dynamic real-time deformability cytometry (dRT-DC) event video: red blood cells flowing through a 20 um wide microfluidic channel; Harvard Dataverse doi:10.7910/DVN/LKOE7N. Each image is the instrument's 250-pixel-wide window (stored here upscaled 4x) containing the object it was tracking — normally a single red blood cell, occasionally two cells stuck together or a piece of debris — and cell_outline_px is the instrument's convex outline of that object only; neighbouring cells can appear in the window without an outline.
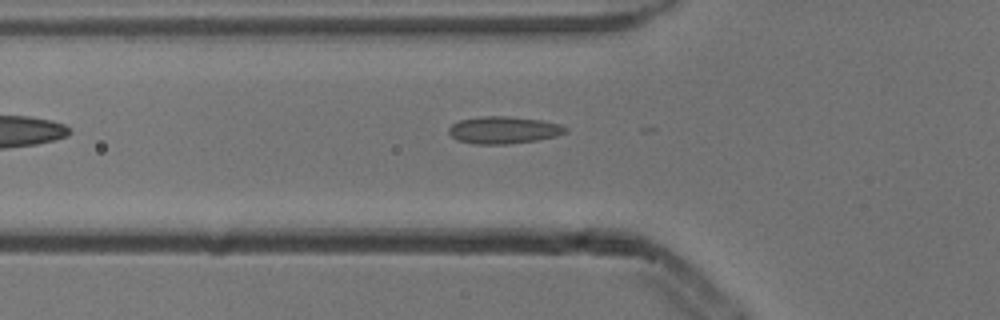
{"species": "common noctule bat (a hibernating species)", "species_latin": "Nyctalus noctula", "temperature_condition": "cold", "stored_images_in_passage": 6, "camera_frame_rate_fps": 3000, "um_per_image_px": 0.085, "animal": {"sex": "male", "body_mass_g": 13.3}, "frame": {"image": 1, "passage_image": 6, "time_ms": 1.667, "image_size_px": [1000, 320], "cell_outline_px": [[568, 132], [556, 136], [536, 140], [508, 144], [476, 144], [456, 140], [448, 132], [448, 128], [452, 124], [460, 120], [480, 116], [508, 116], [540, 120], [560, 124], [568, 128]], "centroid_in_image_um": [42.8, 11.05], "position_along_channel_um": 83.0, "area_um2": 18.55}}